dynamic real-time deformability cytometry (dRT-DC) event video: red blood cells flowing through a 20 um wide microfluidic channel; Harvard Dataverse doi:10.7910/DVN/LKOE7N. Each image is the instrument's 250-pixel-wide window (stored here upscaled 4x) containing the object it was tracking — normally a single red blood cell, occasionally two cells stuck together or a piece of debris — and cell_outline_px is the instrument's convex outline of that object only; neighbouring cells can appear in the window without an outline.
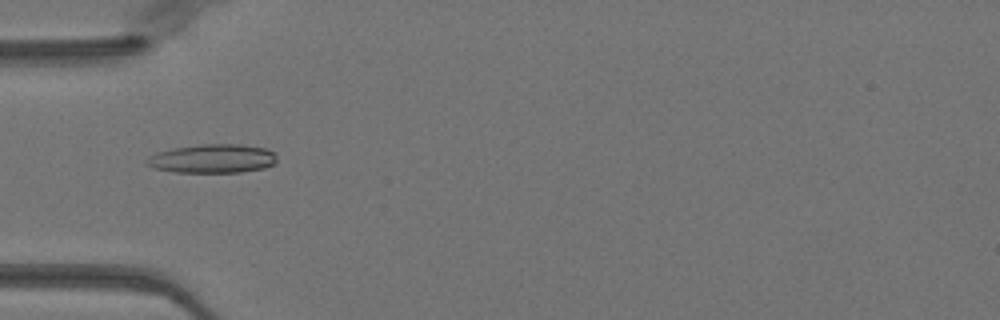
{"species": "Egyptian fruit bat (a non-hibernating species)", "species_latin": "Rousettus aegyptiacus", "temperature_condition": "warm", "stored_images_in_passage": 51, "camera_frame_rate_fps": 3000, "um_per_image_px": 0.085, "animal": {"sex": "female"}, "frame": {"image": 1, "passage_image": 17, "time_ms": 5.333, "image_size_px": [1000, 320], "cell_outline_px": [[276, 160], [272, 164], [264, 168], [240, 172], [176, 172], [152, 168], [144, 164], [144, 160], [148, 156], [156, 152], [172, 148], [200, 144], [240, 144], [264, 148], [276, 152]], "centroid_in_image_um": [18.01, 13.48], "position_along_channel_um": 67.0, "area_um2": 22.08}}
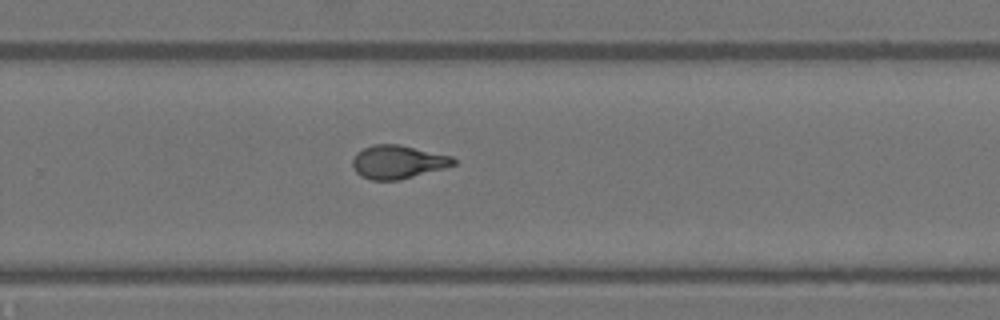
{"frame": {"image": 2, "passage_image": 34, "time_ms": 11.0, "image_size_px": [1000, 320], "cell_outline_px": [[456, 164], [444, 168], [400, 180], [372, 180], [360, 176], [356, 172], [352, 164], [352, 160], [356, 152], [372, 144], [400, 144], [452, 156], [456, 160]], "centroid_in_image_um": [33.81, 13.76], "position_along_channel_um": 296.0, "area_um2": 19.77}}
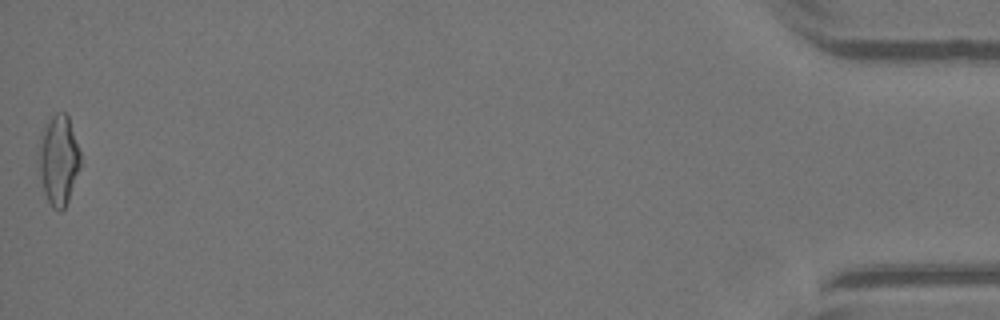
{"frame": {"image": 3, "passage_image": 51, "time_ms": 16.667, "image_size_px": [1000, 320], "cell_outline_px": [[80, 168], [68, 200], [64, 208], [60, 212], [52, 208], [44, 192], [36, 152], [40, 132], [44, 124], [56, 112], [64, 112], [68, 116], [80, 152]], "centroid_in_image_um": [4.94, 13.57], "position_along_channel_um": 430.3, "area_um2": 22.14}, "authors_computed_cell_mechanics": {"area_um2": 20.0566, "velocity_mm_per_s": 4.0441, "shape_relaxation_time_tau1_ms": null, "shape_relaxation_time_tau2_ms": 1.3333, "deformation_change_tau1": null, "deformation_change_tau2": 0.0899}}